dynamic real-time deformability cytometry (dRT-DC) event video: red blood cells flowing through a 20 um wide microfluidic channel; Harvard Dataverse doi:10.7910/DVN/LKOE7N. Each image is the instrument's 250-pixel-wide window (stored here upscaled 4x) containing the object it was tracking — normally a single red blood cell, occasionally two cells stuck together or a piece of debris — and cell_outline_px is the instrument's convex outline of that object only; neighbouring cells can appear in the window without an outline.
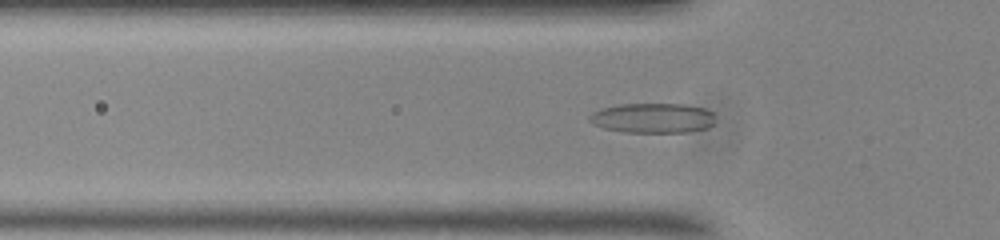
{"species": "common noctule bat (a hibernating species)", "species_latin": "Nyctalus noctula", "temperature_condition": "room temperature", "stored_images_in_passage": 54, "camera_frame_rate_fps": 3000, "um_per_image_px": 0.085, "animal": {"sex": "male", "body_mass_g": 20.0, "forearm_length_mm": 53.3}, "frame": {"image": 1, "passage_image": 16, "time_ms": 5.0, "image_size_px": [1000, 240], "cell_outline_px": [[716, 124], [708, 128], [688, 132], [624, 132], [604, 128], [592, 124], [588, 120], [588, 116], [592, 112], [600, 108], [620, 104], [688, 104], [704, 108], [712, 112], [716, 116]], "centroid_in_image_um": [55.52, 10.03], "position_along_channel_um": 70.3, "area_um2": 22.37}}
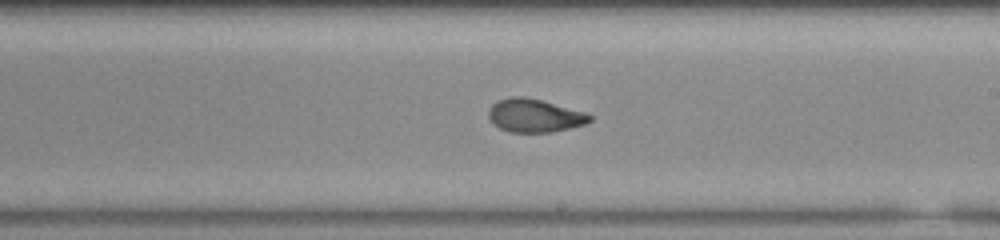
{"frame": {"image": 2, "passage_image": 30, "time_ms": 9.667, "image_size_px": [1000, 240], "cell_outline_px": [[592, 120], [584, 124], [552, 132], [508, 132], [500, 128], [488, 116], [488, 108], [496, 100], [512, 96], [524, 96], [540, 100], [584, 112], [592, 116]], "centroid_in_image_um": [45.4, 9.81], "position_along_channel_um": 243.6, "area_um2": 19.42}}
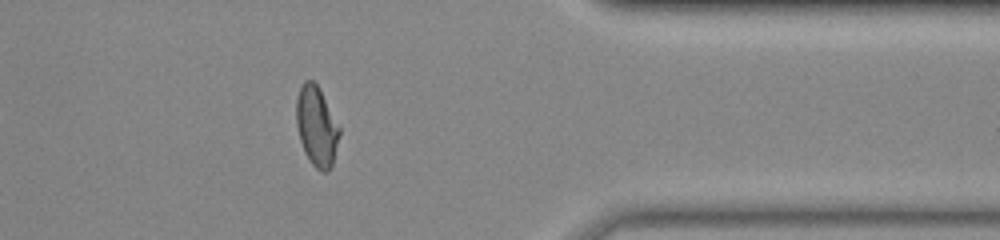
{"frame": {"image": 3, "passage_image": 43, "time_ms": 14.0, "image_size_px": [1000, 240], "cell_outline_px": [[340, 132], [332, 164], [328, 172], [320, 172], [308, 160], [304, 152], [300, 140], [296, 124], [296, 100], [300, 88], [304, 80], [312, 80], [320, 88], [340, 128]], "centroid_in_image_um": [26.9, 10.74], "position_along_channel_um": 384.5, "area_um2": 20.06}, "authors_computed_cell_mechanics": {"area_um2": 20.1144, "velocity_mm_per_s": 3.7004, "shape_relaxation_time_tau1_ms": 11.0573, "shape_relaxation_time_tau2_ms": 1.7975, "deformation_change_tau1": 0.2699, "deformation_change_tau2": 0.0746}}